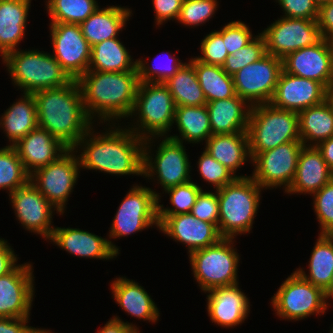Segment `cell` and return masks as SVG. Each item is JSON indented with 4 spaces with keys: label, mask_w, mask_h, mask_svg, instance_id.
<instances>
[{
    "label": "cell",
    "mask_w": 333,
    "mask_h": 333,
    "mask_svg": "<svg viewBox=\"0 0 333 333\" xmlns=\"http://www.w3.org/2000/svg\"><path fill=\"white\" fill-rule=\"evenodd\" d=\"M116 124L109 125L102 134L92 127L79 140L74 150L76 154L78 148L81 151L78 155L80 167L117 176H143L144 139Z\"/></svg>",
    "instance_id": "obj_1"
},
{
    "label": "cell",
    "mask_w": 333,
    "mask_h": 333,
    "mask_svg": "<svg viewBox=\"0 0 333 333\" xmlns=\"http://www.w3.org/2000/svg\"><path fill=\"white\" fill-rule=\"evenodd\" d=\"M84 108L94 122L115 124L130 118L139 86L138 71L99 72L87 70L77 80ZM114 122H113V121ZM111 121V123H110Z\"/></svg>",
    "instance_id": "obj_2"
},
{
    "label": "cell",
    "mask_w": 333,
    "mask_h": 333,
    "mask_svg": "<svg viewBox=\"0 0 333 333\" xmlns=\"http://www.w3.org/2000/svg\"><path fill=\"white\" fill-rule=\"evenodd\" d=\"M38 126L48 130L69 149L95 124L87 115L82 94L75 79L68 84L33 94Z\"/></svg>",
    "instance_id": "obj_3"
},
{
    "label": "cell",
    "mask_w": 333,
    "mask_h": 333,
    "mask_svg": "<svg viewBox=\"0 0 333 333\" xmlns=\"http://www.w3.org/2000/svg\"><path fill=\"white\" fill-rule=\"evenodd\" d=\"M263 189L250 176L237 177L217 190L219 201L218 231L222 238H235L253 228L261 191Z\"/></svg>",
    "instance_id": "obj_4"
},
{
    "label": "cell",
    "mask_w": 333,
    "mask_h": 333,
    "mask_svg": "<svg viewBox=\"0 0 333 333\" xmlns=\"http://www.w3.org/2000/svg\"><path fill=\"white\" fill-rule=\"evenodd\" d=\"M2 60L13 84L23 89V93L62 87L73 80L52 53L45 51L17 49L7 53Z\"/></svg>",
    "instance_id": "obj_5"
},
{
    "label": "cell",
    "mask_w": 333,
    "mask_h": 333,
    "mask_svg": "<svg viewBox=\"0 0 333 333\" xmlns=\"http://www.w3.org/2000/svg\"><path fill=\"white\" fill-rule=\"evenodd\" d=\"M175 108L172 94L164 83L140 82L130 116H137L138 120L135 118L136 125L133 123L127 128L144 140L168 136L174 124Z\"/></svg>",
    "instance_id": "obj_6"
},
{
    "label": "cell",
    "mask_w": 333,
    "mask_h": 333,
    "mask_svg": "<svg viewBox=\"0 0 333 333\" xmlns=\"http://www.w3.org/2000/svg\"><path fill=\"white\" fill-rule=\"evenodd\" d=\"M251 158L258 153L292 141H301L297 112L279 109L270 103L252 106L248 121Z\"/></svg>",
    "instance_id": "obj_7"
},
{
    "label": "cell",
    "mask_w": 333,
    "mask_h": 333,
    "mask_svg": "<svg viewBox=\"0 0 333 333\" xmlns=\"http://www.w3.org/2000/svg\"><path fill=\"white\" fill-rule=\"evenodd\" d=\"M233 244L234 238H221L216 244L189 254L193 276L204 293L239 283L240 257Z\"/></svg>",
    "instance_id": "obj_8"
},
{
    "label": "cell",
    "mask_w": 333,
    "mask_h": 333,
    "mask_svg": "<svg viewBox=\"0 0 333 333\" xmlns=\"http://www.w3.org/2000/svg\"><path fill=\"white\" fill-rule=\"evenodd\" d=\"M156 138L159 139L158 137H151L144 140V178L154 180L156 175L157 183L163 187L162 190L164 191L191 181V176L189 175L191 174V163L183 143L167 136L160 137L162 141L157 146L156 154L154 155L151 154V148L153 147L151 145H153V139ZM154 156L155 158H153Z\"/></svg>",
    "instance_id": "obj_9"
},
{
    "label": "cell",
    "mask_w": 333,
    "mask_h": 333,
    "mask_svg": "<svg viewBox=\"0 0 333 333\" xmlns=\"http://www.w3.org/2000/svg\"><path fill=\"white\" fill-rule=\"evenodd\" d=\"M271 298L278 317L299 321L311 315H324L329 303L325 292L294 271ZM328 303V304H327Z\"/></svg>",
    "instance_id": "obj_10"
},
{
    "label": "cell",
    "mask_w": 333,
    "mask_h": 333,
    "mask_svg": "<svg viewBox=\"0 0 333 333\" xmlns=\"http://www.w3.org/2000/svg\"><path fill=\"white\" fill-rule=\"evenodd\" d=\"M160 193L149 187L134 185L122 200L109 230V238L125 237L155 225L159 228Z\"/></svg>",
    "instance_id": "obj_11"
},
{
    "label": "cell",
    "mask_w": 333,
    "mask_h": 333,
    "mask_svg": "<svg viewBox=\"0 0 333 333\" xmlns=\"http://www.w3.org/2000/svg\"><path fill=\"white\" fill-rule=\"evenodd\" d=\"M68 149L57 160L30 174V182L63 215L79 176L80 160Z\"/></svg>",
    "instance_id": "obj_12"
},
{
    "label": "cell",
    "mask_w": 333,
    "mask_h": 333,
    "mask_svg": "<svg viewBox=\"0 0 333 333\" xmlns=\"http://www.w3.org/2000/svg\"><path fill=\"white\" fill-rule=\"evenodd\" d=\"M303 146L302 141H292L258 153L252 159L255 169L251 177L264 190L282 186L286 192L295 178Z\"/></svg>",
    "instance_id": "obj_13"
},
{
    "label": "cell",
    "mask_w": 333,
    "mask_h": 333,
    "mask_svg": "<svg viewBox=\"0 0 333 333\" xmlns=\"http://www.w3.org/2000/svg\"><path fill=\"white\" fill-rule=\"evenodd\" d=\"M260 34L264 37L266 52L280 59L324 39L317 20L288 17L278 18Z\"/></svg>",
    "instance_id": "obj_14"
},
{
    "label": "cell",
    "mask_w": 333,
    "mask_h": 333,
    "mask_svg": "<svg viewBox=\"0 0 333 333\" xmlns=\"http://www.w3.org/2000/svg\"><path fill=\"white\" fill-rule=\"evenodd\" d=\"M282 70V59L266 53L233 75L235 92L251 106L270 103Z\"/></svg>",
    "instance_id": "obj_15"
},
{
    "label": "cell",
    "mask_w": 333,
    "mask_h": 333,
    "mask_svg": "<svg viewBox=\"0 0 333 333\" xmlns=\"http://www.w3.org/2000/svg\"><path fill=\"white\" fill-rule=\"evenodd\" d=\"M49 26L53 57L77 80L88 70L91 58V46L80 24L51 22Z\"/></svg>",
    "instance_id": "obj_16"
},
{
    "label": "cell",
    "mask_w": 333,
    "mask_h": 333,
    "mask_svg": "<svg viewBox=\"0 0 333 333\" xmlns=\"http://www.w3.org/2000/svg\"><path fill=\"white\" fill-rule=\"evenodd\" d=\"M9 198L21 226L49 240L55 228L51 224L53 213L62 215L59 210L30 181L9 194Z\"/></svg>",
    "instance_id": "obj_17"
},
{
    "label": "cell",
    "mask_w": 333,
    "mask_h": 333,
    "mask_svg": "<svg viewBox=\"0 0 333 333\" xmlns=\"http://www.w3.org/2000/svg\"><path fill=\"white\" fill-rule=\"evenodd\" d=\"M32 263L18 264L0 277V318L30 317L35 294Z\"/></svg>",
    "instance_id": "obj_18"
},
{
    "label": "cell",
    "mask_w": 333,
    "mask_h": 333,
    "mask_svg": "<svg viewBox=\"0 0 333 333\" xmlns=\"http://www.w3.org/2000/svg\"><path fill=\"white\" fill-rule=\"evenodd\" d=\"M282 61L283 70L291 75L315 80L325 88L333 83V52L329 39L289 53Z\"/></svg>",
    "instance_id": "obj_19"
},
{
    "label": "cell",
    "mask_w": 333,
    "mask_h": 333,
    "mask_svg": "<svg viewBox=\"0 0 333 333\" xmlns=\"http://www.w3.org/2000/svg\"><path fill=\"white\" fill-rule=\"evenodd\" d=\"M158 222V230L175 241L185 244L188 254L214 245L222 238L213 223L201 221L191 213L158 216Z\"/></svg>",
    "instance_id": "obj_20"
},
{
    "label": "cell",
    "mask_w": 333,
    "mask_h": 333,
    "mask_svg": "<svg viewBox=\"0 0 333 333\" xmlns=\"http://www.w3.org/2000/svg\"><path fill=\"white\" fill-rule=\"evenodd\" d=\"M324 100L325 87L321 83L282 70L270 104L279 109L299 113Z\"/></svg>",
    "instance_id": "obj_21"
},
{
    "label": "cell",
    "mask_w": 333,
    "mask_h": 333,
    "mask_svg": "<svg viewBox=\"0 0 333 333\" xmlns=\"http://www.w3.org/2000/svg\"><path fill=\"white\" fill-rule=\"evenodd\" d=\"M49 240L68 253L85 259L109 260L117 257L120 251L109 239L79 228L55 227Z\"/></svg>",
    "instance_id": "obj_22"
},
{
    "label": "cell",
    "mask_w": 333,
    "mask_h": 333,
    "mask_svg": "<svg viewBox=\"0 0 333 333\" xmlns=\"http://www.w3.org/2000/svg\"><path fill=\"white\" fill-rule=\"evenodd\" d=\"M239 283L207 291V312L212 323L223 328L241 325L250 313L249 298Z\"/></svg>",
    "instance_id": "obj_23"
},
{
    "label": "cell",
    "mask_w": 333,
    "mask_h": 333,
    "mask_svg": "<svg viewBox=\"0 0 333 333\" xmlns=\"http://www.w3.org/2000/svg\"><path fill=\"white\" fill-rule=\"evenodd\" d=\"M13 146L29 174L57 160L69 149L48 130L39 126Z\"/></svg>",
    "instance_id": "obj_24"
},
{
    "label": "cell",
    "mask_w": 333,
    "mask_h": 333,
    "mask_svg": "<svg viewBox=\"0 0 333 333\" xmlns=\"http://www.w3.org/2000/svg\"><path fill=\"white\" fill-rule=\"evenodd\" d=\"M333 178V171L328 167L316 146H303L298 157L295 178L284 193L310 194L319 191Z\"/></svg>",
    "instance_id": "obj_25"
},
{
    "label": "cell",
    "mask_w": 333,
    "mask_h": 333,
    "mask_svg": "<svg viewBox=\"0 0 333 333\" xmlns=\"http://www.w3.org/2000/svg\"><path fill=\"white\" fill-rule=\"evenodd\" d=\"M212 135L246 132L252 106L237 94L206 104Z\"/></svg>",
    "instance_id": "obj_26"
},
{
    "label": "cell",
    "mask_w": 333,
    "mask_h": 333,
    "mask_svg": "<svg viewBox=\"0 0 333 333\" xmlns=\"http://www.w3.org/2000/svg\"><path fill=\"white\" fill-rule=\"evenodd\" d=\"M111 282L112 296L123 311L143 321L156 323L159 320L158 307L138 282L125 276L117 277Z\"/></svg>",
    "instance_id": "obj_27"
},
{
    "label": "cell",
    "mask_w": 333,
    "mask_h": 333,
    "mask_svg": "<svg viewBox=\"0 0 333 333\" xmlns=\"http://www.w3.org/2000/svg\"><path fill=\"white\" fill-rule=\"evenodd\" d=\"M129 17H132L130 8L112 5L98 8L80 26L83 36L92 47L104 40L118 37Z\"/></svg>",
    "instance_id": "obj_28"
},
{
    "label": "cell",
    "mask_w": 333,
    "mask_h": 333,
    "mask_svg": "<svg viewBox=\"0 0 333 333\" xmlns=\"http://www.w3.org/2000/svg\"><path fill=\"white\" fill-rule=\"evenodd\" d=\"M205 143V151L220 164L231 170L235 176L248 177L236 175L238 168L245 165V162H252L247 131L211 135Z\"/></svg>",
    "instance_id": "obj_29"
},
{
    "label": "cell",
    "mask_w": 333,
    "mask_h": 333,
    "mask_svg": "<svg viewBox=\"0 0 333 333\" xmlns=\"http://www.w3.org/2000/svg\"><path fill=\"white\" fill-rule=\"evenodd\" d=\"M31 0H0V55L17 50L24 39Z\"/></svg>",
    "instance_id": "obj_30"
},
{
    "label": "cell",
    "mask_w": 333,
    "mask_h": 333,
    "mask_svg": "<svg viewBox=\"0 0 333 333\" xmlns=\"http://www.w3.org/2000/svg\"><path fill=\"white\" fill-rule=\"evenodd\" d=\"M24 94V95H23ZM0 118V128L4 130L11 146L38 127L36 102L33 94L23 93Z\"/></svg>",
    "instance_id": "obj_31"
},
{
    "label": "cell",
    "mask_w": 333,
    "mask_h": 333,
    "mask_svg": "<svg viewBox=\"0 0 333 333\" xmlns=\"http://www.w3.org/2000/svg\"><path fill=\"white\" fill-rule=\"evenodd\" d=\"M128 51L118 37L97 43L91 47L88 70L99 72L137 71V59L134 61Z\"/></svg>",
    "instance_id": "obj_32"
},
{
    "label": "cell",
    "mask_w": 333,
    "mask_h": 333,
    "mask_svg": "<svg viewBox=\"0 0 333 333\" xmlns=\"http://www.w3.org/2000/svg\"><path fill=\"white\" fill-rule=\"evenodd\" d=\"M175 125L179 135H168L167 137L183 143H200L212 135L209 113L206 105L203 106H176ZM180 136V137H179ZM182 138V139H181Z\"/></svg>",
    "instance_id": "obj_33"
},
{
    "label": "cell",
    "mask_w": 333,
    "mask_h": 333,
    "mask_svg": "<svg viewBox=\"0 0 333 333\" xmlns=\"http://www.w3.org/2000/svg\"><path fill=\"white\" fill-rule=\"evenodd\" d=\"M298 115L300 140L304 146H317L333 136V112L325 100Z\"/></svg>",
    "instance_id": "obj_34"
},
{
    "label": "cell",
    "mask_w": 333,
    "mask_h": 333,
    "mask_svg": "<svg viewBox=\"0 0 333 333\" xmlns=\"http://www.w3.org/2000/svg\"><path fill=\"white\" fill-rule=\"evenodd\" d=\"M311 252L308 273L303 268L296 272L324 292L330 287L333 275V235H320Z\"/></svg>",
    "instance_id": "obj_35"
},
{
    "label": "cell",
    "mask_w": 333,
    "mask_h": 333,
    "mask_svg": "<svg viewBox=\"0 0 333 333\" xmlns=\"http://www.w3.org/2000/svg\"><path fill=\"white\" fill-rule=\"evenodd\" d=\"M164 84L172 94L175 106H203L207 104L194 65L190 61L185 62Z\"/></svg>",
    "instance_id": "obj_36"
},
{
    "label": "cell",
    "mask_w": 333,
    "mask_h": 333,
    "mask_svg": "<svg viewBox=\"0 0 333 333\" xmlns=\"http://www.w3.org/2000/svg\"><path fill=\"white\" fill-rule=\"evenodd\" d=\"M190 62L194 65L207 102L228 99L236 95L233 76L228 75L222 66L206 64L194 57Z\"/></svg>",
    "instance_id": "obj_37"
},
{
    "label": "cell",
    "mask_w": 333,
    "mask_h": 333,
    "mask_svg": "<svg viewBox=\"0 0 333 333\" xmlns=\"http://www.w3.org/2000/svg\"><path fill=\"white\" fill-rule=\"evenodd\" d=\"M51 22L81 24L98 8L96 0H46Z\"/></svg>",
    "instance_id": "obj_38"
},
{
    "label": "cell",
    "mask_w": 333,
    "mask_h": 333,
    "mask_svg": "<svg viewBox=\"0 0 333 333\" xmlns=\"http://www.w3.org/2000/svg\"><path fill=\"white\" fill-rule=\"evenodd\" d=\"M30 181V174L25 170L14 146L0 148V189L11 194Z\"/></svg>",
    "instance_id": "obj_39"
},
{
    "label": "cell",
    "mask_w": 333,
    "mask_h": 333,
    "mask_svg": "<svg viewBox=\"0 0 333 333\" xmlns=\"http://www.w3.org/2000/svg\"><path fill=\"white\" fill-rule=\"evenodd\" d=\"M202 187L192 180L165 190L169 194L172 208H164L163 204L158 202V216H172L178 214L190 213L196 198L202 191Z\"/></svg>",
    "instance_id": "obj_40"
},
{
    "label": "cell",
    "mask_w": 333,
    "mask_h": 333,
    "mask_svg": "<svg viewBox=\"0 0 333 333\" xmlns=\"http://www.w3.org/2000/svg\"><path fill=\"white\" fill-rule=\"evenodd\" d=\"M258 34L245 47L226 57L222 68L228 75L233 76L240 69L261 59L267 53L264 37Z\"/></svg>",
    "instance_id": "obj_41"
},
{
    "label": "cell",
    "mask_w": 333,
    "mask_h": 333,
    "mask_svg": "<svg viewBox=\"0 0 333 333\" xmlns=\"http://www.w3.org/2000/svg\"><path fill=\"white\" fill-rule=\"evenodd\" d=\"M217 7V0H183L177 21L189 27L199 26L215 15Z\"/></svg>",
    "instance_id": "obj_42"
},
{
    "label": "cell",
    "mask_w": 333,
    "mask_h": 333,
    "mask_svg": "<svg viewBox=\"0 0 333 333\" xmlns=\"http://www.w3.org/2000/svg\"><path fill=\"white\" fill-rule=\"evenodd\" d=\"M312 196L320 235H333V178Z\"/></svg>",
    "instance_id": "obj_43"
},
{
    "label": "cell",
    "mask_w": 333,
    "mask_h": 333,
    "mask_svg": "<svg viewBox=\"0 0 333 333\" xmlns=\"http://www.w3.org/2000/svg\"><path fill=\"white\" fill-rule=\"evenodd\" d=\"M198 171L204 181L212 184L216 190L234 181L235 176L231 170L220 164L205 150L198 159Z\"/></svg>",
    "instance_id": "obj_44"
},
{
    "label": "cell",
    "mask_w": 333,
    "mask_h": 333,
    "mask_svg": "<svg viewBox=\"0 0 333 333\" xmlns=\"http://www.w3.org/2000/svg\"><path fill=\"white\" fill-rule=\"evenodd\" d=\"M167 55V54H166ZM163 56V55H162ZM170 63L161 65L160 63L149 64L143 60H137V71L139 76V82H162L164 83L168 78L172 77L185 63H182L177 57H173L172 54H168ZM157 61V59H156ZM165 62V61H164ZM160 64V65H159ZM158 65V66H157Z\"/></svg>",
    "instance_id": "obj_45"
},
{
    "label": "cell",
    "mask_w": 333,
    "mask_h": 333,
    "mask_svg": "<svg viewBox=\"0 0 333 333\" xmlns=\"http://www.w3.org/2000/svg\"><path fill=\"white\" fill-rule=\"evenodd\" d=\"M202 55L195 57L197 60L212 65L222 66L225 63L228 52L222 35L214 30L207 34L200 43Z\"/></svg>",
    "instance_id": "obj_46"
},
{
    "label": "cell",
    "mask_w": 333,
    "mask_h": 333,
    "mask_svg": "<svg viewBox=\"0 0 333 333\" xmlns=\"http://www.w3.org/2000/svg\"><path fill=\"white\" fill-rule=\"evenodd\" d=\"M217 31L222 35L223 41H225V48L228 55L234 53L242 47H245L256 37V35L253 36L249 26L241 20L231 21Z\"/></svg>",
    "instance_id": "obj_47"
},
{
    "label": "cell",
    "mask_w": 333,
    "mask_h": 333,
    "mask_svg": "<svg viewBox=\"0 0 333 333\" xmlns=\"http://www.w3.org/2000/svg\"><path fill=\"white\" fill-rule=\"evenodd\" d=\"M214 192L202 190L197 196L190 213L201 221L213 223L218 228L219 201L217 190Z\"/></svg>",
    "instance_id": "obj_48"
},
{
    "label": "cell",
    "mask_w": 333,
    "mask_h": 333,
    "mask_svg": "<svg viewBox=\"0 0 333 333\" xmlns=\"http://www.w3.org/2000/svg\"><path fill=\"white\" fill-rule=\"evenodd\" d=\"M283 9V17L317 20L319 6L314 0H275Z\"/></svg>",
    "instance_id": "obj_49"
},
{
    "label": "cell",
    "mask_w": 333,
    "mask_h": 333,
    "mask_svg": "<svg viewBox=\"0 0 333 333\" xmlns=\"http://www.w3.org/2000/svg\"><path fill=\"white\" fill-rule=\"evenodd\" d=\"M155 23L157 26L163 25L168 20H177L183 0H152Z\"/></svg>",
    "instance_id": "obj_50"
},
{
    "label": "cell",
    "mask_w": 333,
    "mask_h": 333,
    "mask_svg": "<svg viewBox=\"0 0 333 333\" xmlns=\"http://www.w3.org/2000/svg\"><path fill=\"white\" fill-rule=\"evenodd\" d=\"M4 238H0V277L8 274L17 266V254Z\"/></svg>",
    "instance_id": "obj_51"
},
{
    "label": "cell",
    "mask_w": 333,
    "mask_h": 333,
    "mask_svg": "<svg viewBox=\"0 0 333 333\" xmlns=\"http://www.w3.org/2000/svg\"><path fill=\"white\" fill-rule=\"evenodd\" d=\"M317 24L325 39L333 35V1L319 6Z\"/></svg>",
    "instance_id": "obj_52"
},
{
    "label": "cell",
    "mask_w": 333,
    "mask_h": 333,
    "mask_svg": "<svg viewBox=\"0 0 333 333\" xmlns=\"http://www.w3.org/2000/svg\"><path fill=\"white\" fill-rule=\"evenodd\" d=\"M29 317L0 318V333H30L35 327L29 326Z\"/></svg>",
    "instance_id": "obj_53"
},
{
    "label": "cell",
    "mask_w": 333,
    "mask_h": 333,
    "mask_svg": "<svg viewBox=\"0 0 333 333\" xmlns=\"http://www.w3.org/2000/svg\"><path fill=\"white\" fill-rule=\"evenodd\" d=\"M96 333H140V331L134 324L122 321L119 316H113Z\"/></svg>",
    "instance_id": "obj_54"
},
{
    "label": "cell",
    "mask_w": 333,
    "mask_h": 333,
    "mask_svg": "<svg viewBox=\"0 0 333 333\" xmlns=\"http://www.w3.org/2000/svg\"><path fill=\"white\" fill-rule=\"evenodd\" d=\"M328 167L333 171V136L316 146Z\"/></svg>",
    "instance_id": "obj_55"
},
{
    "label": "cell",
    "mask_w": 333,
    "mask_h": 333,
    "mask_svg": "<svg viewBox=\"0 0 333 333\" xmlns=\"http://www.w3.org/2000/svg\"><path fill=\"white\" fill-rule=\"evenodd\" d=\"M325 101L328 103L331 111L333 112V83L325 88Z\"/></svg>",
    "instance_id": "obj_56"
},
{
    "label": "cell",
    "mask_w": 333,
    "mask_h": 333,
    "mask_svg": "<svg viewBox=\"0 0 333 333\" xmlns=\"http://www.w3.org/2000/svg\"><path fill=\"white\" fill-rule=\"evenodd\" d=\"M325 295L327 300L333 299V275H332V280L330 282V287L325 291Z\"/></svg>",
    "instance_id": "obj_57"
},
{
    "label": "cell",
    "mask_w": 333,
    "mask_h": 333,
    "mask_svg": "<svg viewBox=\"0 0 333 333\" xmlns=\"http://www.w3.org/2000/svg\"><path fill=\"white\" fill-rule=\"evenodd\" d=\"M30 333H53L50 330L42 328H34Z\"/></svg>",
    "instance_id": "obj_58"
},
{
    "label": "cell",
    "mask_w": 333,
    "mask_h": 333,
    "mask_svg": "<svg viewBox=\"0 0 333 333\" xmlns=\"http://www.w3.org/2000/svg\"><path fill=\"white\" fill-rule=\"evenodd\" d=\"M314 1H315V3H316L318 6H321V5L325 4V3H329V2H331V1H333V0H314Z\"/></svg>",
    "instance_id": "obj_59"
},
{
    "label": "cell",
    "mask_w": 333,
    "mask_h": 333,
    "mask_svg": "<svg viewBox=\"0 0 333 333\" xmlns=\"http://www.w3.org/2000/svg\"><path fill=\"white\" fill-rule=\"evenodd\" d=\"M329 42L331 44L332 52H333V35L329 38Z\"/></svg>",
    "instance_id": "obj_60"
},
{
    "label": "cell",
    "mask_w": 333,
    "mask_h": 333,
    "mask_svg": "<svg viewBox=\"0 0 333 333\" xmlns=\"http://www.w3.org/2000/svg\"><path fill=\"white\" fill-rule=\"evenodd\" d=\"M333 325V324H332ZM330 333H333V326H332V328H331V330H330Z\"/></svg>",
    "instance_id": "obj_61"
}]
</instances>
